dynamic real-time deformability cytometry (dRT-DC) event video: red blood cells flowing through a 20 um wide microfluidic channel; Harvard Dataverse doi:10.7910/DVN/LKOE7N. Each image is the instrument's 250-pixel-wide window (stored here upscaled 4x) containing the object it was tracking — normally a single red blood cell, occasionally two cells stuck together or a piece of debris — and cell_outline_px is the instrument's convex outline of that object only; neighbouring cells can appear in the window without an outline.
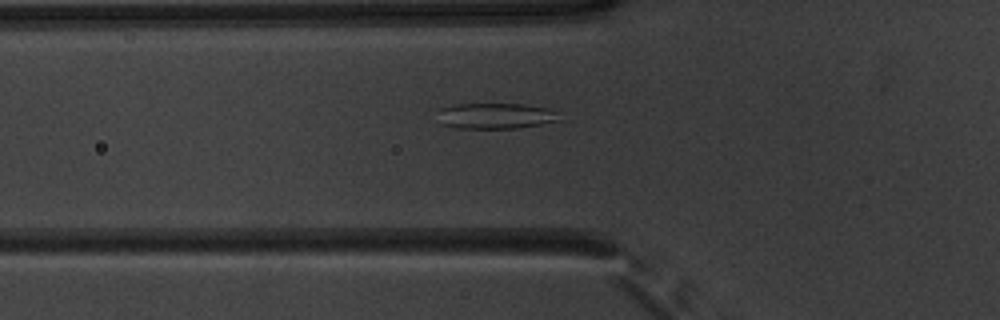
{"species": "common noctule bat (a hibernating species)", "species_latin": "Nyctalus noctula", "temperature_condition": "warm", "stored_images_in_passage": 35, "camera_frame_rate_fps": 3000, "um_per_image_px": 0.085, "animal": {"sex": "male", "body_mass_g": 20.1, "forearm_length_mm": 53.5}, "frame": {"image": 1, "passage_image": 2, "time_ms": 0.333, "image_size_px": [1000, 320], "cell_outline_px": [[560, 120], [520, 128], [456, 128], [440, 124], [440, 108], [452, 104], [524, 104], [548, 108], [556, 112]], "centroid_in_image_um": [42.11, 9.85], "position_along_channel_um": 83.7, "area_um2": 18.21}}
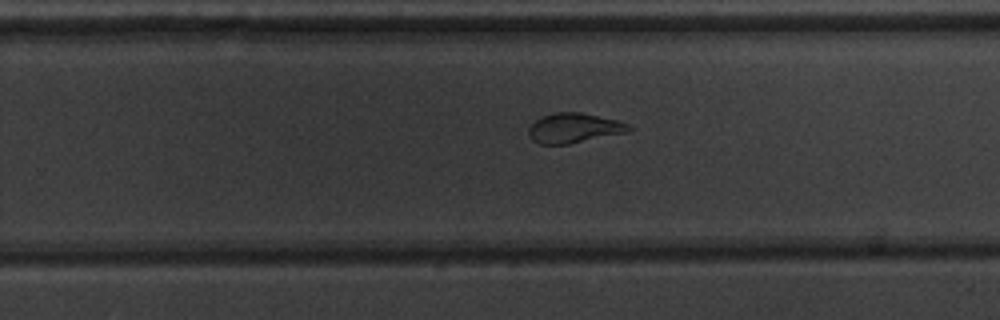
{"frame": {"image": 2, "passage_image": 17, "time_ms": 5.333, "image_size_px": [1000, 320], "cell_outline_px": [[632, 128], [628, 132], [568, 144], [540, 144], [532, 140], [528, 136], [528, 128], [536, 120], [544, 116], [556, 112], [580, 112], [620, 120], [628, 124]], "centroid_in_image_um": [48.8, 10.88], "position_along_channel_um": 281.0, "area_um2": 17.4}}
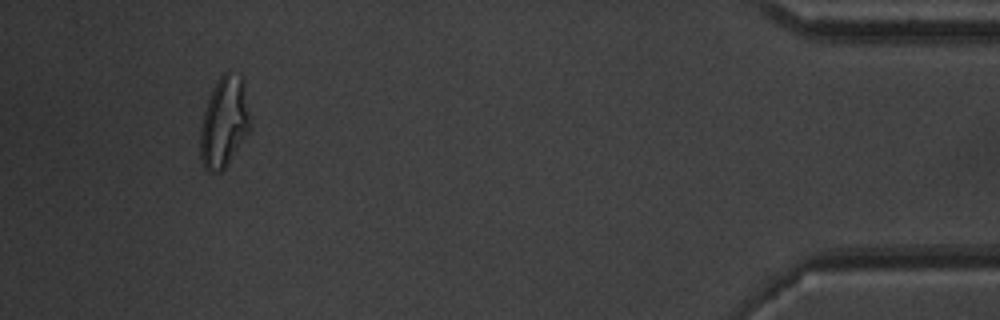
{"frame": {"image": 3, "passage_image": 32, "time_ms": 10.333, "image_size_px": [1000, 320], "cell_outline_px": [[252, 128], [224, 168], [220, 172], [208, 172], [204, 168], [200, 160], [200, 128], [204, 112], [212, 88], [220, 76], [224, 72], [228, 72], [240, 76], [244, 80], [252, 124]], "centroid_in_image_um": [19.07, 10.39], "position_along_channel_um": 416.1, "area_um2": 26.65}, "authors_computed_cell_mechanics": {"area_um2": 18.6694, "velocity_mm_per_s": 3.9337, "shape_relaxation_time_tau1_ms": 10.1358, "shape_relaxation_time_tau2_ms": 1.2719, "deformation_change_tau1": 0.2507, "deformation_change_tau2": 0.0801}}